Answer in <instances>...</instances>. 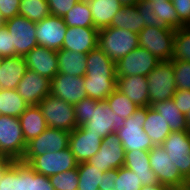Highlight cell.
<instances>
[{
    "instance_id": "cell-1",
    "label": "cell",
    "mask_w": 190,
    "mask_h": 190,
    "mask_svg": "<svg viewBox=\"0 0 190 190\" xmlns=\"http://www.w3.org/2000/svg\"><path fill=\"white\" fill-rule=\"evenodd\" d=\"M138 46V33L115 27H105L98 31V47L114 63Z\"/></svg>"
},
{
    "instance_id": "cell-2",
    "label": "cell",
    "mask_w": 190,
    "mask_h": 190,
    "mask_svg": "<svg viewBox=\"0 0 190 190\" xmlns=\"http://www.w3.org/2000/svg\"><path fill=\"white\" fill-rule=\"evenodd\" d=\"M147 116V107L138 109L124 120V127L116 131L125 153L131 150L150 151L155 145L143 129Z\"/></svg>"
},
{
    "instance_id": "cell-3",
    "label": "cell",
    "mask_w": 190,
    "mask_h": 190,
    "mask_svg": "<svg viewBox=\"0 0 190 190\" xmlns=\"http://www.w3.org/2000/svg\"><path fill=\"white\" fill-rule=\"evenodd\" d=\"M176 30L170 27L145 26L140 33L139 46L161 61L172 59Z\"/></svg>"
},
{
    "instance_id": "cell-4",
    "label": "cell",
    "mask_w": 190,
    "mask_h": 190,
    "mask_svg": "<svg viewBox=\"0 0 190 190\" xmlns=\"http://www.w3.org/2000/svg\"><path fill=\"white\" fill-rule=\"evenodd\" d=\"M21 162L47 177L75 169L78 165L69 147L53 153L46 152L40 156H23Z\"/></svg>"
},
{
    "instance_id": "cell-5",
    "label": "cell",
    "mask_w": 190,
    "mask_h": 190,
    "mask_svg": "<svg viewBox=\"0 0 190 190\" xmlns=\"http://www.w3.org/2000/svg\"><path fill=\"white\" fill-rule=\"evenodd\" d=\"M26 147L19 117L0 115V153L12 161H21Z\"/></svg>"
},
{
    "instance_id": "cell-6",
    "label": "cell",
    "mask_w": 190,
    "mask_h": 190,
    "mask_svg": "<svg viewBox=\"0 0 190 190\" xmlns=\"http://www.w3.org/2000/svg\"><path fill=\"white\" fill-rule=\"evenodd\" d=\"M38 106L48 127L69 132L77 127L74 107L64 100L49 94L39 102Z\"/></svg>"
},
{
    "instance_id": "cell-7",
    "label": "cell",
    "mask_w": 190,
    "mask_h": 190,
    "mask_svg": "<svg viewBox=\"0 0 190 190\" xmlns=\"http://www.w3.org/2000/svg\"><path fill=\"white\" fill-rule=\"evenodd\" d=\"M174 67L171 60L161 61L147 76L149 106L154 102L172 99L177 88L174 79Z\"/></svg>"
},
{
    "instance_id": "cell-8",
    "label": "cell",
    "mask_w": 190,
    "mask_h": 190,
    "mask_svg": "<svg viewBox=\"0 0 190 190\" xmlns=\"http://www.w3.org/2000/svg\"><path fill=\"white\" fill-rule=\"evenodd\" d=\"M150 167L160 184L171 188H184L189 182L180 174L162 146H154L149 151Z\"/></svg>"
},
{
    "instance_id": "cell-9",
    "label": "cell",
    "mask_w": 190,
    "mask_h": 190,
    "mask_svg": "<svg viewBox=\"0 0 190 190\" xmlns=\"http://www.w3.org/2000/svg\"><path fill=\"white\" fill-rule=\"evenodd\" d=\"M5 28L11 35L15 56H23L30 52L37 44L36 23L21 15L5 21Z\"/></svg>"
},
{
    "instance_id": "cell-10",
    "label": "cell",
    "mask_w": 190,
    "mask_h": 190,
    "mask_svg": "<svg viewBox=\"0 0 190 190\" xmlns=\"http://www.w3.org/2000/svg\"><path fill=\"white\" fill-rule=\"evenodd\" d=\"M124 125V118L115 114L106 101H97L92 107L91 120L80 127L86 133L99 134L104 138Z\"/></svg>"
},
{
    "instance_id": "cell-11",
    "label": "cell",
    "mask_w": 190,
    "mask_h": 190,
    "mask_svg": "<svg viewBox=\"0 0 190 190\" xmlns=\"http://www.w3.org/2000/svg\"><path fill=\"white\" fill-rule=\"evenodd\" d=\"M161 62L156 56L138 46L116 63L117 77L148 76Z\"/></svg>"
},
{
    "instance_id": "cell-12",
    "label": "cell",
    "mask_w": 190,
    "mask_h": 190,
    "mask_svg": "<svg viewBox=\"0 0 190 190\" xmlns=\"http://www.w3.org/2000/svg\"><path fill=\"white\" fill-rule=\"evenodd\" d=\"M162 146L180 174L190 182V132H171Z\"/></svg>"
},
{
    "instance_id": "cell-13",
    "label": "cell",
    "mask_w": 190,
    "mask_h": 190,
    "mask_svg": "<svg viewBox=\"0 0 190 190\" xmlns=\"http://www.w3.org/2000/svg\"><path fill=\"white\" fill-rule=\"evenodd\" d=\"M125 151L116 133L104 137L99 151L88 161L101 172L119 169L125 163Z\"/></svg>"
},
{
    "instance_id": "cell-14",
    "label": "cell",
    "mask_w": 190,
    "mask_h": 190,
    "mask_svg": "<svg viewBox=\"0 0 190 190\" xmlns=\"http://www.w3.org/2000/svg\"><path fill=\"white\" fill-rule=\"evenodd\" d=\"M69 138V131L48 127L27 143L24 156H40L46 152L61 151L69 147Z\"/></svg>"
},
{
    "instance_id": "cell-15",
    "label": "cell",
    "mask_w": 190,
    "mask_h": 190,
    "mask_svg": "<svg viewBox=\"0 0 190 190\" xmlns=\"http://www.w3.org/2000/svg\"><path fill=\"white\" fill-rule=\"evenodd\" d=\"M66 30L63 18L50 14L36 23L37 44L58 51L62 49Z\"/></svg>"
},
{
    "instance_id": "cell-16",
    "label": "cell",
    "mask_w": 190,
    "mask_h": 190,
    "mask_svg": "<svg viewBox=\"0 0 190 190\" xmlns=\"http://www.w3.org/2000/svg\"><path fill=\"white\" fill-rule=\"evenodd\" d=\"M50 94L71 105H75L88 97L83 77L70 76L63 73H57L51 80Z\"/></svg>"
},
{
    "instance_id": "cell-17",
    "label": "cell",
    "mask_w": 190,
    "mask_h": 190,
    "mask_svg": "<svg viewBox=\"0 0 190 190\" xmlns=\"http://www.w3.org/2000/svg\"><path fill=\"white\" fill-rule=\"evenodd\" d=\"M50 88L51 80L28 69L18 83L16 91L31 106L38 105L41 100L49 95Z\"/></svg>"
},
{
    "instance_id": "cell-18",
    "label": "cell",
    "mask_w": 190,
    "mask_h": 190,
    "mask_svg": "<svg viewBox=\"0 0 190 190\" xmlns=\"http://www.w3.org/2000/svg\"><path fill=\"white\" fill-rule=\"evenodd\" d=\"M103 137L99 134L86 133L81 127L70 132L69 148L74 154L76 162H88L101 146Z\"/></svg>"
},
{
    "instance_id": "cell-19",
    "label": "cell",
    "mask_w": 190,
    "mask_h": 190,
    "mask_svg": "<svg viewBox=\"0 0 190 190\" xmlns=\"http://www.w3.org/2000/svg\"><path fill=\"white\" fill-rule=\"evenodd\" d=\"M29 70L52 80L58 73L57 51L37 45L25 55Z\"/></svg>"
},
{
    "instance_id": "cell-20",
    "label": "cell",
    "mask_w": 190,
    "mask_h": 190,
    "mask_svg": "<svg viewBox=\"0 0 190 190\" xmlns=\"http://www.w3.org/2000/svg\"><path fill=\"white\" fill-rule=\"evenodd\" d=\"M95 27H67L62 49L87 54L98 46Z\"/></svg>"
},
{
    "instance_id": "cell-21",
    "label": "cell",
    "mask_w": 190,
    "mask_h": 190,
    "mask_svg": "<svg viewBox=\"0 0 190 190\" xmlns=\"http://www.w3.org/2000/svg\"><path fill=\"white\" fill-rule=\"evenodd\" d=\"M116 89L126 95L138 107L149 106V90L146 76L117 77Z\"/></svg>"
},
{
    "instance_id": "cell-22",
    "label": "cell",
    "mask_w": 190,
    "mask_h": 190,
    "mask_svg": "<svg viewBox=\"0 0 190 190\" xmlns=\"http://www.w3.org/2000/svg\"><path fill=\"white\" fill-rule=\"evenodd\" d=\"M124 167L133 171L140 181L142 186L157 185L156 175L150 167L149 151L131 150L125 153Z\"/></svg>"
},
{
    "instance_id": "cell-23",
    "label": "cell",
    "mask_w": 190,
    "mask_h": 190,
    "mask_svg": "<svg viewBox=\"0 0 190 190\" xmlns=\"http://www.w3.org/2000/svg\"><path fill=\"white\" fill-rule=\"evenodd\" d=\"M28 70L23 56L3 58L0 68V89L14 90Z\"/></svg>"
},
{
    "instance_id": "cell-24",
    "label": "cell",
    "mask_w": 190,
    "mask_h": 190,
    "mask_svg": "<svg viewBox=\"0 0 190 190\" xmlns=\"http://www.w3.org/2000/svg\"><path fill=\"white\" fill-rule=\"evenodd\" d=\"M88 78H117L116 63H114L98 46L86 54Z\"/></svg>"
},
{
    "instance_id": "cell-25",
    "label": "cell",
    "mask_w": 190,
    "mask_h": 190,
    "mask_svg": "<svg viewBox=\"0 0 190 190\" xmlns=\"http://www.w3.org/2000/svg\"><path fill=\"white\" fill-rule=\"evenodd\" d=\"M22 133L26 143L39 136L48 126L38 105L29 106L19 116Z\"/></svg>"
},
{
    "instance_id": "cell-26",
    "label": "cell",
    "mask_w": 190,
    "mask_h": 190,
    "mask_svg": "<svg viewBox=\"0 0 190 190\" xmlns=\"http://www.w3.org/2000/svg\"><path fill=\"white\" fill-rule=\"evenodd\" d=\"M91 9L94 27H109L113 17L122 8L118 0H87Z\"/></svg>"
},
{
    "instance_id": "cell-27",
    "label": "cell",
    "mask_w": 190,
    "mask_h": 190,
    "mask_svg": "<svg viewBox=\"0 0 190 190\" xmlns=\"http://www.w3.org/2000/svg\"><path fill=\"white\" fill-rule=\"evenodd\" d=\"M58 73L84 77L87 68L86 54L66 49L57 51Z\"/></svg>"
},
{
    "instance_id": "cell-28",
    "label": "cell",
    "mask_w": 190,
    "mask_h": 190,
    "mask_svg": "<svg viewBox=\"0 0 190 190\" xmlns=\"http://www.w3.org/2000/svg\"><path fill=\"white\" fill-rule=\"evenodd\" d=\"M143 129L155 146L161 145L171 133L167 121L150 106H147Z\"/></svg>"
},
{
    "instance_id": "cell-29",
    "label": "cell",
    "mask_w": 190,
    "mask_h": 190,
    "mask_svg": "<svg viewBox=\"0 0 190 190\" xmlns=\"http://www.w3.org/2000/svg\"><path fill=\"white\" fill-rule=\"evenodd\" d=\"M150 107L167 121L171 132L188 131L185 115L178 110L173 99L154 102Z\"/></svg>"
},
{
    "instance_id": "cell-30",
    "label": "cell",
    "mask_w": 190,
    "mask_h": 190,
    "mask_svg": "<svg viewBox=\"0 0 190 190\" xmlns=\"http://www.w3.org/2000/svg\"><path fill=\"white\" fill-rule=\"evenodd\" d=\"M109 27L121 28L140 33L145 27L143 14H140L136 6H122L115 14Z\"/></svg>"
},
{
    "instance_id": "cell-31",
    "label": "cell",
    "mask_w": 190,
    "mask_h": 190,
    "mask_svg": "<svg viewBox=\"0 0 190 190\" xmlns=\"http://www.w3.org/2000/svg\"><path fill=\"white\" fill-rule=\"evenodd\" d=\"M85 91L89 98L97 101L105 99L116 89L117 78L83 77Z\"/></svg>"
},
{
    "instance_id": "cell-32",
    "label": "cell",
    "mask_w": 190,
    "mask_h": 190,
    "mask_svg": "<svg viewBox=\"0 0 190 190\" xmlns=\"http://www.w3.org/2000/svg\"><path fill=\"white\" fill-rule=\"evenodd\" d=\"M25 163L12 161L0 178V190H24Z\"/></svg>"
},
{
    "instance_id": "cell-33",
    "label": "cell",
    "mask_w": 190,
    "mask_h": 190,
    "mask_svg": "<svg viewBox=\"0 0 190 190\" xmlns=\"http://www.w3.org/2000/svg\"><path fill=\"white\" fill-rule=\"evenodd\" d=\"M28 107L16 89H0V115L19 117Z\"/></svg>"
},
{
    "instance_id": "cell-34",
    "label": "cell",
    "mask_w": 190,
    "mask_h": 190,
    "mask_svg": "<svg viewBox=\"0 0 190 190\" xmlns=\"http://www.w3.org/2000/svg\"><path fill=\"white\" fill-rule=\"evenodd\" d=\"M67 27H94L91 9L87 0L78 1L63 17Z\"/></svg>"
},
{
    "instance_id": "cell-35",
    "label": "cell",
    "mask_w": 190,
    "mask_h": 190,
    "mask_svg": "<svg viewBox=\"0 0 190 190\" xmlns=\"http://www.w3.org/2000/svg\"><path fill=\"white\" fill-rule=\"evenodd\" d=\"M149 6L154 10V14L165 26L174 30L183 27V23L179 20L171 0L159 2L149 1Z\"/></svg>"
},
{
    "instance_id": "cell-36",
    "label": "cell",
    "mask_w": 190,
    "mask_h": 190,
    "mask_svg": "<svg viewBox=\"0 0 190 190\" xmlns=\"http://www.w3.org/2000/svg\"><path fill=\"white\" fill-rule=\"evenodd\" d=\"M77 170L79 176L77 190H99L103 172L96 169L88 162L79 163L77 165Z\"/></svg>"
},
{
    "instance_id": "cell-37",
    "label": "cell",
    "mask_w": 190,
    "mask_h": 190,
    "mask_svg": "<svg viewBox=\"0 0 190 190\" xmlns=\"http://www.w3.org/2000/svg\"><path fill=\"white\" fill-rule=\"evenodd\" d=\"M19 15L38 23L50 15L48 3L46 0H21Z\"/></svg>"
},
{
    "instance_id": "cell-38",
    "label": "cell",
    "mask_w": 190,
    "mask_h": 190,
    "mask_svg": "<svg viewBox=\"0 0 190 190\" xmlns=\"http://www.w3.org/2000/svg\"><path fill=\"white\" fill-rule=\"evenodd\" d=\"M105 101L108 103L111 110L121 118H124V120L130 117L138 109L136 104L117 89H115Z\"/></svg>"
},
{
    "instance_id": "cell-39",
    "label": "cell",
    "mask_w": 190,
    "mask_h": 190,
    "mask_svg": "<svg viewBox=\"0 0 190 190\" xmlns=\"http://www.w3.org/2000/svg\"><path fill=\"white\" fill-rule=\"evenodd\" d=\"M171 61L190 62V33L182 27L175 33L174 52Z\"/></svg>"
},
{
    "instance_id": "cell-40",
    "label": "cell",
    "mask_w": 190,
    "mask_h": 190,
    "mask_svg": "<svg viewBox=\"0 0 190 190\" xmlns=\"http://www.w3.org/2000/svg\"><path fill=\"white\" fill-rule=\"evenodd\" d=\"M24 190H55L49 177L35 172L25 164Z\"/></svg>"
},
{
    "instance_id": "cell-41",
    "label": "cell",
    "mask_w": 190,
    "mask_h": 190,
    "mask_svg": "<svg viewBox=\"0 0 190 190\" xmlns=\"http://www.w3.org/2000/svg\"><path fill=\"white\" fill-rule=\"evenodd\" d=\"M49 180L55 190H77L79 184L78 170L75 168L49 176Z\"/></svg>"
},
{
    "instance_id": "cell-42",
    "label": "cell",
    "mask_w": 190,
    "mask_h": 190,
    "mask_svg": "<svg viewBox=\"0 0 190 190\" xmlns=\"http://www.w3.org/2000/svg\"><path fill=\"white\" fill-rule=\"evenodd\" d=\"M142 181L139 180L137 175L123 167L118 169V177L114 183V190H141Z\"/></svg>"
},
{
    "instance_id": "cell-43",
    "label": "cell",
    "mask_w": 190,
    "mask_h": 190,
    "mask_svg": "<svg viewBox=\"0 0 190 190\" xmlns=\"http://www.w3.org/2000/svg\"><path fill=\"white\" fill-rule=\"evenodd\" d=\"M177 89L190 90V62L172 61Z\"/></svg>"
},
{
    "instance_id": "cell-44",
    "label": "cell",
    "mask_w": 190,
    "mask_h": 190,
    "mask_svg": "<svg viewBox=\"0 0 190 190\" xmlns=\"http://www.w3.org/2000/svg\"><path fill=\"white\" fill-rule=\"evenodd\" d=\"M96 102L97 100L86 97L73 105L77 127H80L91 120L92 107Z\"/></svg>"
},
{
    "instance_id": "cell-45",
    "label": "cell",
    "mask_w": 190,
    "mask_h": 190,
    "mask_svg": "<svg viewBox=\"0 0 190 190\" xmlns=\"http://www.w3.org/2000/svg\"><path fill=\"white\" fill-rule=\"evenodd\" d=\"M136 7L139 13L143 14L145 26L167 27L154 14V10L150 8L148 0H141Z\"/></svg>"
},
{
    "instance_id": "cell-46",
    "label": "cell",
    "mask_w": 190,
    "mask_h": 190,
    "mask_svg": "<svg viewBox=\"0 0 190 190\" xmlns=\"http://www.w3.org/2000/svg\"><path fill=\"white\" fill-rule=\"evenodd\" d=\"M51 15L64 17L80 0H46Z\"/></svg>"
},
{
    "instance_id": "cell-47",
    "label": "cell",
    "mask_w": 190,
    "mask_h": 190,
    "mask_svg": "<svg viewBox=\"0 0 190 190\" xmlns=\"http://www.w3.org/2000/svg\"><path fill=\"white\" fill-rule=\"evenodd\" d=\"M15 56V47L12 45L11 35L5 26L0 29V57Z\"/></svg>"
},
{
    "instance_id": "cell-48",
    "label": "cell",
    "mask_w": 190,
    "mask_h": 190,
    "mask_svg": "<svg viewBox=\"0 0 190 190\" xmlns=\"http://www.w3.org/2000/svg\"><path fill=\"white\" fill-rule=\"evenodd\" d=\"M21 0H0V16L6 21L19 15Z\"/></svg>"
},
{
    "instance_id": "cell-49",
    "label": "cell",
    "mask_w": 190,
    "mask_h": 190,
    "mask_svg": "<svg viewBox=\"0 0 190 190\" xmlns=\"http://www.w3.org/2000/svg\"><path fill=\"white\" fill-rule=\"evenodd\" d=\"M172 99L182 114L190 112V90L177 89Z\"/></svg>"
},
{
    "instance_id": "cell-50",
    "label": "cell",
    "mask_w": 190,
    "mask_h": 190,
    "mask_svg": "<svg viewBox=\"0 0 190 190\" xmlns=\"http://www.w3.org/2000/svg\"><path fill=\"white\" fill-rule=\"evenodd\" d=\"M179 20L184 24L190 19V0H171Z\"/></svg>"
},
{
    "instance_id": "cell-51",
    "label": "cell",
    "mask_w": 190,
    "mask_h": 190,
    "mask_svg": "<svg viewBox=\"0 0 190 190\" xmlns=\"http://www.w3.org/2000/svg\"><path fill=\"white\" fill-rule=\"evenodd\" d=\"M117 177L118 169L103 172L101 185H99V190H114V183Z\"/></svg>"
},
{
    "instance_id": "cell-52",
    "label": "cell",
    "mask_w": 190,
    "mask_h": 190,
    "mask_svg": "<svg viewBox=\"0 0 190 190\" xmlns=\"http://www.w3.org/2000/svg\"><path fill=\"white\" fill-rule=\"evenodd\" d=\"M12 162L11 159L0 153V178L5 168Z\"/></svg>"
},
{
    "instance_id": "cell-53",
    "label": "cell",
    "mask_w": 190,
    "mask_h": 190,
    "mask_svg": "<svg viewBox=\"0 0 190 190\" xmlns=\"http://www.w3.org/2000/svg\"><path fill=\"white\" fill-rule=\"evenodd\" d=\"M173 188L158 183L157 185L142 186L141 190H172Z\"/></svg>"
},
{
    "instance_id": "cell-54",
    "label": "cell",
    "mask_w": 190,
    "mask_h": 190,
    "mask_svg": "<svg viewBox=\"0 0 190 190\" xmlns=\"http://www.w3.org/2000/svg\"><path fill=\"white\" fill-rule=\"evenodd\" d=\"M122 6H136L141 0H118Z\"/></svg>"
},
{
    "instance_id": "cell-55",
    "label": "cell",
    "mask_w": 190,
    "mask_h": 190,
    "mask_svg": "<svg viewBox=\"0 0 190 190\" xmlns=\"http://www.w3.org/2000/svg\"><path fill=\"white\" fill-rule=\"evenodd\" d=\"M185 31H187L188 33H190V19L187 20L182 27Z\"/></svg>"
},
{
    "instance_id": "cell-56",
    "label": "cell",
    "mask_w": 190,
    "mask_h": 190,
    "mask_svg": "<svg viewBox=\"0 0 190 190\" xmlns=\"http://www.w3.org/2000/svg\"><path fill=\"white\" fill-rule=\"evenodd\" d=\"M185 118H186L188 131L190 132V112L186 113Z\"/></svg>"
},
{
    "instance_id": "cell-57",
    "label": "cell",
    "mask_w": 190,
    "mask_h": 190,
    "mask_svg": "<svg viewBox=\"0 0 190 190\" xmlns=\"http://www.w3.org/2000/svg\"><path fill=\"white\" fill-rule=\"evenodd\" d=\"M5 26V20L0 16V29Z\"/></svg>"
},
{
    "instance_id": "cell-58",
    "label": "cell",
    "mask_w": 190,
    "mask_h": 190,
    "mask_svg": "<svg viewBox=\"0 0 190 190\" xmlns=\"http://www.w3.org/2000/svg\"><path fill=\"white\" fill-rule=\"evenodd\" d=\"M186 190H190V182L184 187Z\"/></svg>"
},
{
    "instance_id": "cell-59",
    "label": "cell",
    "mask_w": 190,
    "mask_h": 190,
    "mask_svg": "<svg viewBox=\"0 0 190 190\" xmlns=\"http://www.w3.org/2000/svg\"><path fill=\"white\" fill-rule=\"evenodd\" d=\"M150 2H159V1H167V0H148Z\"/></svg>"
},
{
    "instance_id": "cell-60",
    "label": "cell",
    "mask_w": 190,
    "mask_h": 190,
    "mask_svg": "<svg viewBox=\"0 0 190 190\" xmlns=\"http://www.w3.org/2000/svg\"><path fill=\"white\" fill-rule=\"evenodd\" d=\"M172 190H186L185 188H173Z\"/></svg>"
},
{
    "instance_id": "cell-61",
    "label": "cell",
    "mask_w": 190,
    "mask_h": 190,
    "mask_svg": "<svg viewBox=\"0 0 190 190\" xmlns=\"http://www.w3.org/2000/svg\"><path fill=\"white\" fill-rule=\"evenodd\" d=\"M2 62H3V57H0V68H1Z\"/></svg>"
}]
</instances>
